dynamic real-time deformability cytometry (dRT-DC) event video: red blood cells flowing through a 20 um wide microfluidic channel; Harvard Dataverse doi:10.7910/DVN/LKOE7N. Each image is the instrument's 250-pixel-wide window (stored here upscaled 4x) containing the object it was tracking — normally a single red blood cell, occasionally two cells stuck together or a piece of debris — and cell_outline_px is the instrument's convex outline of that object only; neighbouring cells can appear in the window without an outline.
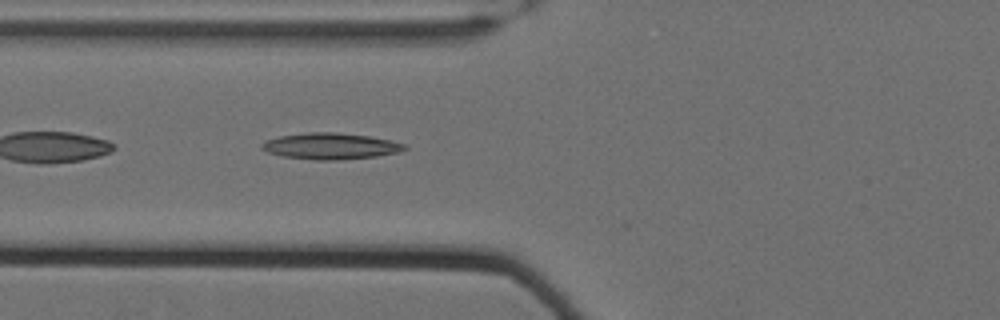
{"species": "Egyptian fruit bat (a non-hibernating species)", "species_latin": "Rousettus aegyptiacus", "temperature_condition": "cold", "stored_images_in_passage": 39, "camera_frame_rate_fps": 3000, "um_per_image_px": 0.085, "animal": {"sex": "female"}, "frame": {"image": 1, "passage_image": 4, "time_ms": 1.0, "image_size_px": [1000, 320], "cell_outline_px": [[408, 148], [400, 152], [376, 156], [336, 160], [312, 160], [284, 156], [268, 152], [260, 148], [260, 144], [264, 140], [280, 136], [308, 132], [336, 132], [368, 136], [388, 140], [404, 144]], "centroid_in_image_um": [28.06, 12.42], "position_along_channel_um": 97.7, "area_um2": 21.79}}
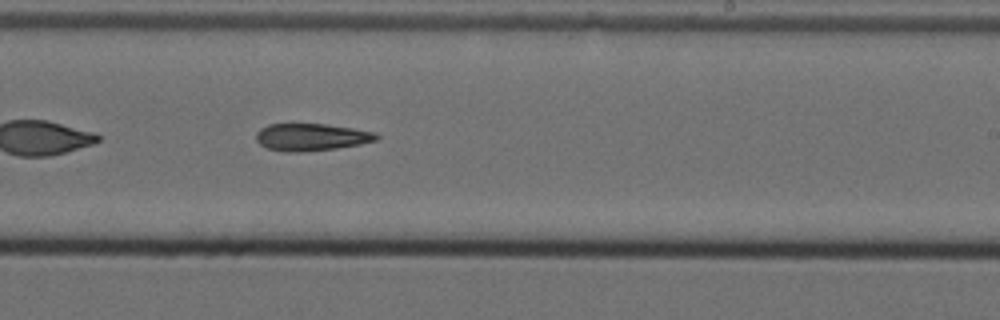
{"frame": {"image": 2, "passage_image": 18, "time_ms": 5.667, "image_size_px": [1000, 320], "cell_outline_px": [[380, 136], [376, 140], [360, 144], [336, 148], [300, 152], [284, 152], [268, 148], [260, 144], [256, 140], [256, 132], [260, 128], [268, 124], [324, 124], [352, 128], [376, 132]], "centroid_in_image_um": [26.44, 11.65], "position_along_channel_um": 262.6, "area_um2": 19.07}}
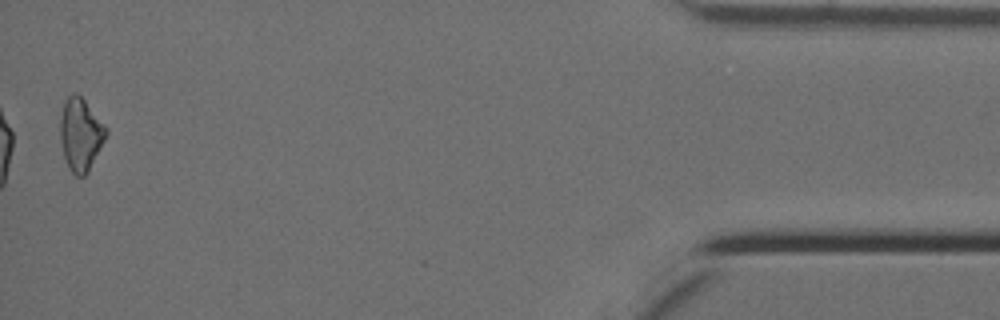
{"frame": {"image": 3, "passage_image": 38, "time_ms": 12.333, "image_size_px": [1000, 320], "cell_outline_px": [[108, 132], [88, 172], [84, 176], [76, 176], [72, 172], [64, 156], [60, 140], [60, 116], [64, 100], [72, 92], [76, 92], [84, 100], [108, 128]], "centroid_in_image_um": [6.84, 11.39], "position_along_channel_um": 428.4, "area_um2": 19.31}}